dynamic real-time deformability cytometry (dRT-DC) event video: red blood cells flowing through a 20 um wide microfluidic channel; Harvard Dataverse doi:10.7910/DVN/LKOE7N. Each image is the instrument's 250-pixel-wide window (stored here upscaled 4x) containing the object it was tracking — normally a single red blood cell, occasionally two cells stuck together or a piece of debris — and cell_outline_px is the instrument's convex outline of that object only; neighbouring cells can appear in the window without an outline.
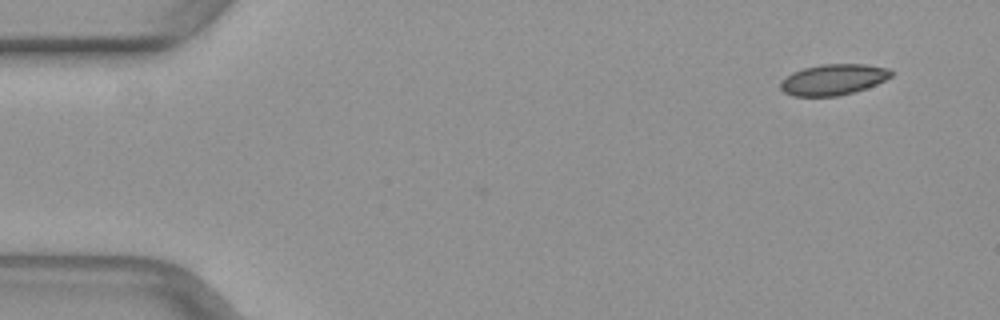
{"species": "common noctule bat (a hibernating species)", "species_latin": "Nyctalus noctula", "temperature_condition": "warm", "stored_images_in_passage": 45, "camera_frame_rate_fps": 3000, "um_per_image_px": 0.085, "animal": {"sex": "female", "body_mass_g": 29.2, "forearm_length_mm": 56.3}, "frame": {"image": 1, "passage_image": 1, "time_ms": 0.0, "image_size_px": [1000, 320], "cell_outline_px": [[892, 76], [876, 84], [852, 92], [836, 96], [792, 96], [784, 92], [780, 88], [780, 84], [792, 72], [804, 68], [820, 64], [864, 64], [888, 68], [892, 72]], "centroid_in_image_um": [70.82, 6.76], "position_along_channel_um": 14.2, "area_um2": 19.65}}
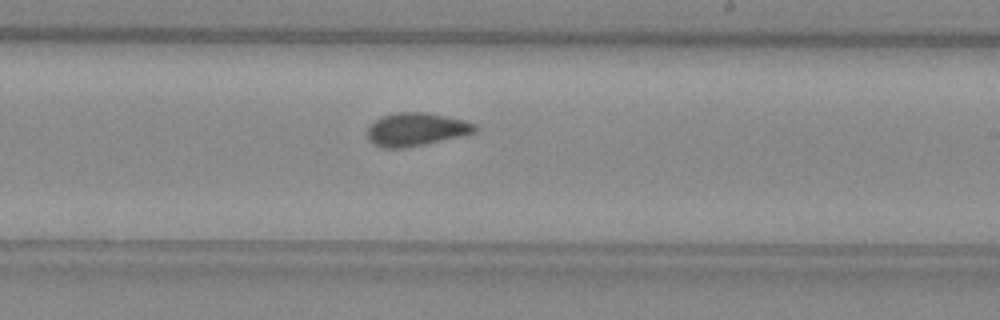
{"frame": {"image": 2, "passage_image": 27, "time_ms": 8.667, "image_size_px": [1000, 320], "cell_outline_px": [[476, 132], [424, 144], [404, 148], [384, 148], [372, 144], [368, 140], [368, 128], [380, 116], [396, 112], [424, 112], [464, 120], [476, 124]], "centroid_in_image_um": [35.33, 10.99], "position_along_channel_um": 253.7, "area_um2": 20.58}}
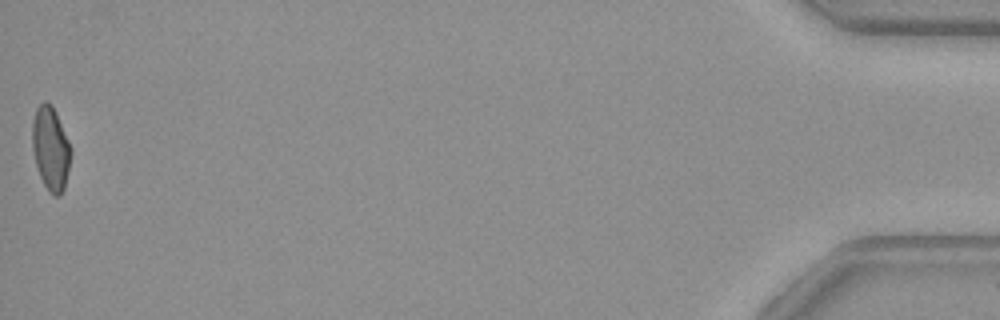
{"frame": {"image": 3, "passage_image": 45, "time_ms": 14.667, "image_size_px": [1000, 320], "cell_outline_px": [[72, 152], [64, 188], [60, 196], [56, 196], [48, 192], [40, 176], [36, 164], [32, 148], [32, 120], [36, 108], [44, 100], [52, 104], [56, 112], [72, 148]], "centroid_in_image_um": [4.3, 12.6], "position_along_channel_um": 430.9, "area_um2": 18.96}}